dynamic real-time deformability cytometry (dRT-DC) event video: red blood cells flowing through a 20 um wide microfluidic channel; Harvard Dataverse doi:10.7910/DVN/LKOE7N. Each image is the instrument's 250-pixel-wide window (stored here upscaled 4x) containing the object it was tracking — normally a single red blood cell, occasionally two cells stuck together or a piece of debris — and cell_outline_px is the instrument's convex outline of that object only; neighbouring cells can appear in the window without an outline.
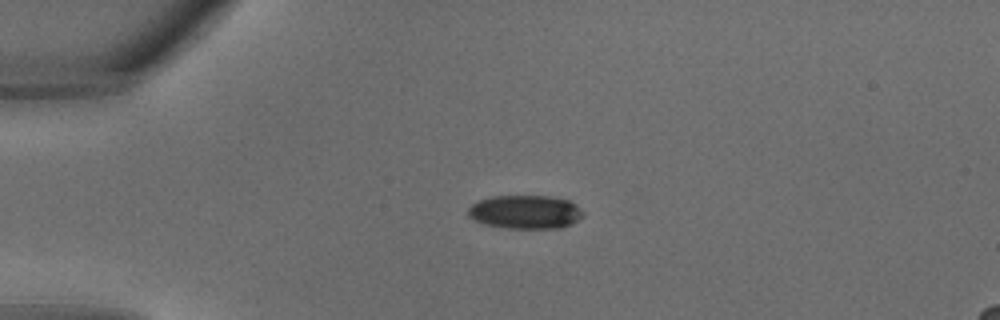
{"species": "common noctule bat (a hibernating species)", "species_latin": "Nyctalus noctula", "temperature_condition": "warm", "stored_images_in_passage": 26, "camera_frame_rate_fps": 3000, "um_per_image_px": 0.085, "animal": {"sex": "male", "body_mass_g": 18.8}, "frame": {"image": 1, "passage_image": 1, "time_ms": 0.0, "image_size_px": [1000, 320], "cell_outline_px": [[584, 216], [572, 224], [560, 228], [508, 228], [484, 224], [472, 220], [468, 216], [468, 208], [472, 204], [480, 200], [492, 196], [552, 196], [572, 200], [584, 212]], "centroid_in_image_um": [44.68, 18.01], "position_along_channel_um": 40.3, "area_um2": 22.83}}
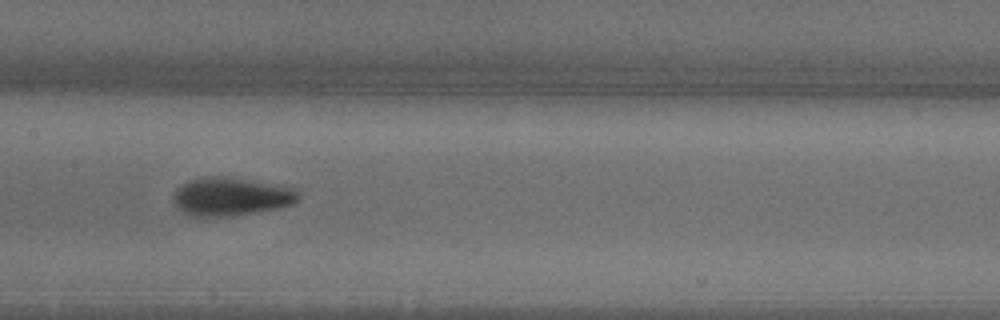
{"frame": {"image": 2, "passage_image": 10, "time_ms": 3.0, "image_size_px": [1000, 320], "cell_outline_px": [[300, 196], [292, 204], [276, 208], [256, 212], [232, 216], [188, 216], [176, 204], [172, 196], [176, 188], [192, 180], [208, 176], [224, 176], [276, 184], [292, 188]], "centroid_in_image_um": [19.61, 16.71], "position_along_channel_um": 187.8, "area_um2": 27.51}}
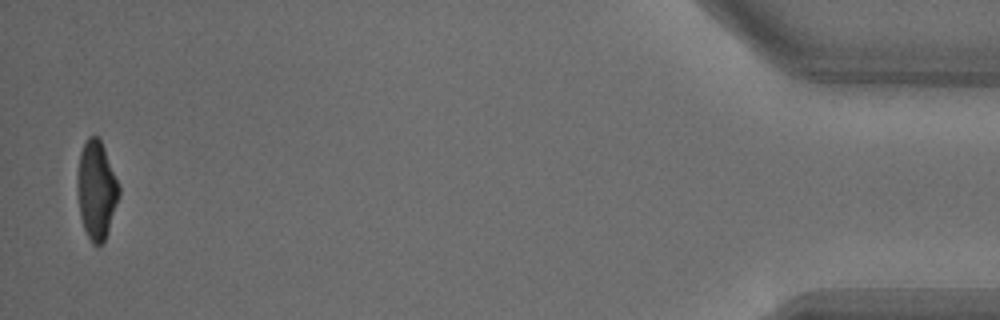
{"frame": {"image": 3, "passage_image": 26, "time_ms": 8.333, "image_size_px": [1000, 320], "cell_outline_px": [[120, 196], [104, 244], [92, 244], [84, 228], [80, 216], [76, 192], [76, 176], [80, 152], [88, 136], [96, 136], [100, 140], [104, 148], [120, 188]], "centroid_in_image_um": [8.18, 16.18], "position_along_channel_um": 427.0, "area_um2": 24.04}}